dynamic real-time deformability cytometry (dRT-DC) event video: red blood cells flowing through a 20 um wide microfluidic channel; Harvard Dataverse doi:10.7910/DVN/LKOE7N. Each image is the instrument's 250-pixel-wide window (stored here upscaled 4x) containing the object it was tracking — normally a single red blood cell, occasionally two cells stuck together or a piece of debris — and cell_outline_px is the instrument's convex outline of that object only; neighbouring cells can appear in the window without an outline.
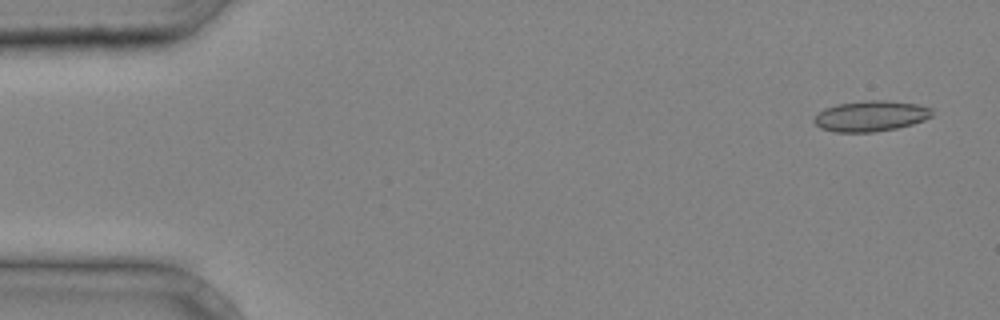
{"species": "common noctule bat (a hibernating species)", "species_latin": "Nyctalus noctula", "temperature_condition": "cold", "stored_images_in_passage": 37, "camera_frame_rate_fps": 3000, "um_per_image_px": 0.085, "animal": {"sex": "male", "body_mass_g": 20.4}, "frame": {"image": 1, "passage_image": 1, "time_ms": 0.0, "image_size_px": [1000, 320], "cell_outline_px": [[932, 116], [924, 120], [912, 124], [896, 128], [876, 132], [836, 132], [820, 128], [812, 120], [824, 108], [836, 104], [864, 100], [884, 100], [916, 104], [932, 108]], "centroid_in_image_um": [74.0, 9.86], "position_along_channel_um": 11.0, "area_um2": 21.1}}
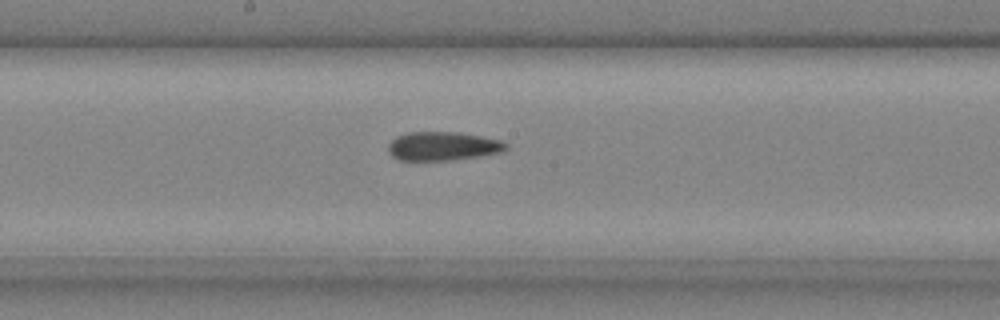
{"frame": {"image": 2, "passage_image": 21, "time_ms": 6.667, "image_size_px": [1000, 320], "cell_outline_px": [[508, 148], [500, 152], [480, 156], [452, 160], [400, 160], [392, 156], [388, 152], [388, 144], [396, 136], [408, 132], [456, 132], [480, 136], [500, 140], [508, 144]], "centroid_in_image_um": [37.62, 12.42], "position_along_channel_um": 210.6, "area_um2": 19.71}}
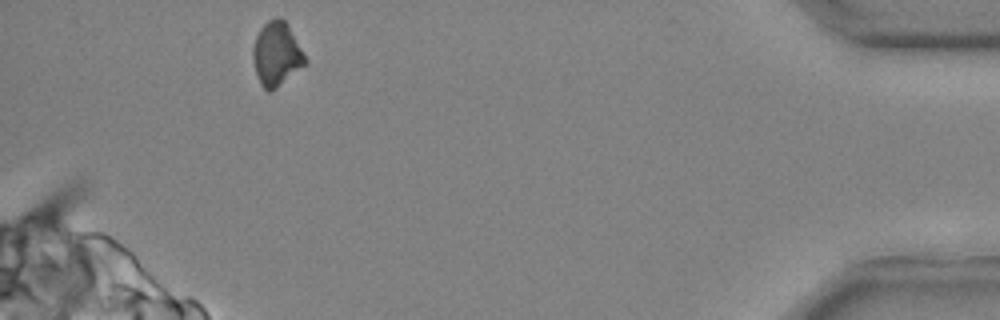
{"frame": {"image": 3, "passage_image": 37, "time_ms": 12.0, "image_size_px": [1000, 320], "cell_outline_px": [[308, 64], [276, 88], [268, 92], [260, 84], [252, 60], [252, 48], [256, 36], [260, 28], [268, 20], [276, 16], [280, 16], [284, 20], [304, 52], [308, 60]], "centroid_in_image_um": [23.52, 4.59], "position_along_channel_um": 411.7, "area_um2": 19.65}}